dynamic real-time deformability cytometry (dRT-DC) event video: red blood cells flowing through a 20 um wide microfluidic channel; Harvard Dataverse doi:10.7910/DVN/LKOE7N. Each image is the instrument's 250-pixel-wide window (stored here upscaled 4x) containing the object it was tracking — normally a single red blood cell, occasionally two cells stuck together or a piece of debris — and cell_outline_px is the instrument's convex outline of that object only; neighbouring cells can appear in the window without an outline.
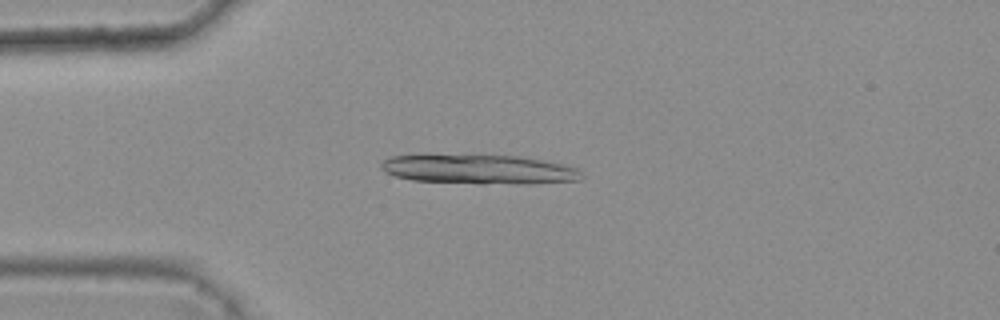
{"species": "common noctule bat (a hibernating species)", "species_latin": "Nyctalus noctula", "temperature_condition": "warm", "stored_images_in_passage": 18, "camera_frame_rate_fps": 3000, "um_per_image_px": 0.085, "animal": {"sex": "female", "body_mass_g": 25.1}, "frame": {"image": 1, "passage_image": 13, "time_ms": 4.0, "image_size_px": [1000, 320], "cell_outline_px": [[584, 176], [580, 180], [532, 184], [480, 184], [412, 180], [396, 176], [384, 172], [380, 168], [380, 164], [384, 160], [392, 156], [424, 152], [520, 156], [560, 164], [576, 168], [584, 172]], "centroid_in_image_um": [40.62, 14.36], "position_along_channel_um": 44.4, "area_um2": 35.89}}